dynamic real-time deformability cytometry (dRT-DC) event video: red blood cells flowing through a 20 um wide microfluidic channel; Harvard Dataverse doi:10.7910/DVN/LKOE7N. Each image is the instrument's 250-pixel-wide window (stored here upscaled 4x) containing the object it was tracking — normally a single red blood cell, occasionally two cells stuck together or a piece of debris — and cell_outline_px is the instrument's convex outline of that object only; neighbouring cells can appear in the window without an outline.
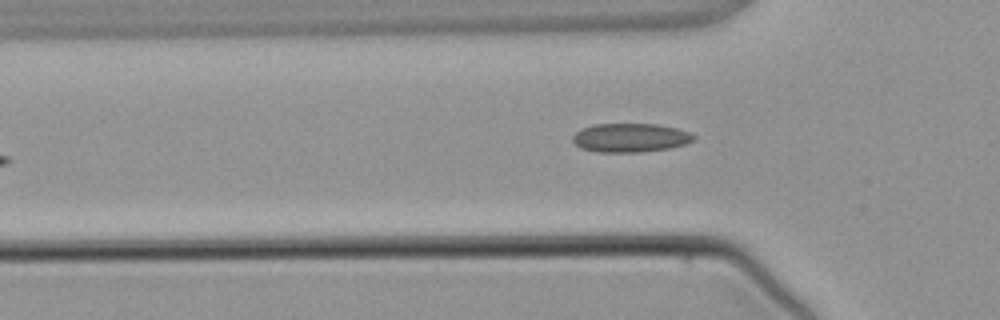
{"species": "common noctule bat (a hibernating species)", "species_latin": "Nyctalus noctula", "temperature_condition": "warm", "stored_images_in_passage": 5, "camera_frame_rate_fps": 3000, "um_per_image_px": 0.085, "animal": {"sex": "male", "body_mass_g": 21.5, "forearm_length_mm": 52.0}, "frame": {"image": 1, "passage_image": 4, "time_ms": 4.667, "image_size_px": [1000, 320], "cell_outline_px": [[696, 140], [688, 144], [672, 148], [640, 152], [596, 152], [580, 148], [572, 140], [572, 136], [580, 128], [592, 124], [656, 124], [676, 128], [692, 132], [696, 136]], "centroid_in_image_um": [53.61, 11.71], "position_along_channel_um": 72.2, "area_um2": 20.75}}
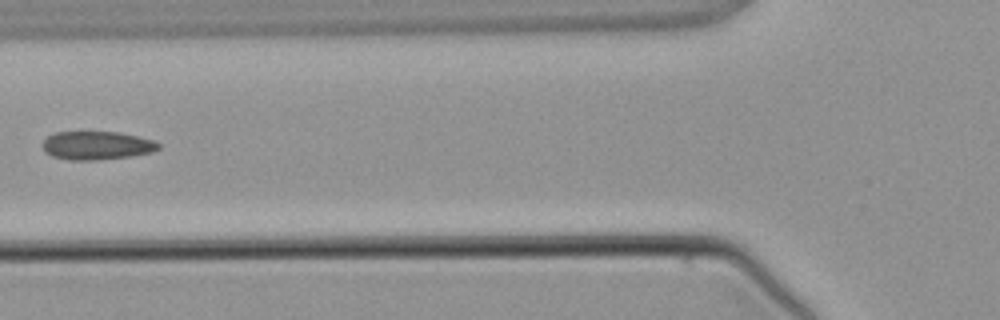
{"frame": {"image": 2, "passage_image": 5, "time_ms": 5.667, "image_size_px": [1000, 320], "cell_outline_px": [[160, 148], [152, 152], [132, 156], [96, 160], [68, 160], [52, 156], [44, 152], [40, 144], [48, 136], [56, 132], [120, 132], [156, 140], [160, 144]], "centroid_in_image_um": [8.23, 12.37], "position_along_channel_um": 117.6, "area_um2": 19.48}}